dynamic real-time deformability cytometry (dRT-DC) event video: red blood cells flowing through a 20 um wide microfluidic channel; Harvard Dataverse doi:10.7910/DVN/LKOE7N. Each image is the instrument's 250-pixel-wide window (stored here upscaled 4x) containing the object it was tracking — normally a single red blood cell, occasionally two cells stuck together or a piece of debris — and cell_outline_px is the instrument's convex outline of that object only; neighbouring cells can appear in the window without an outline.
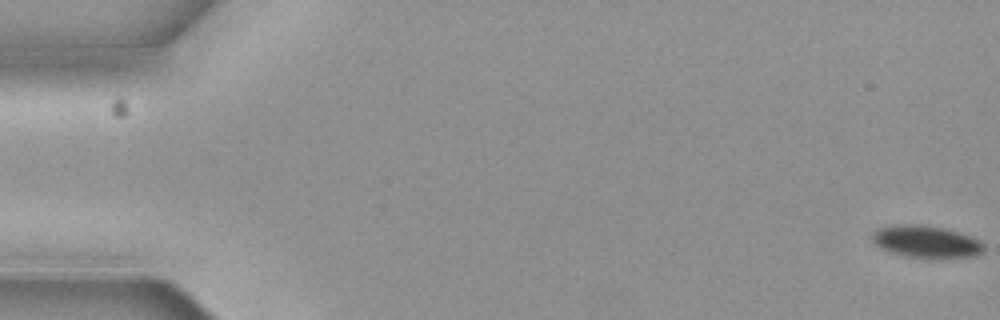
{"species": "common noctule bat (a hibernating species)", "species_latin": "Nyctalus noctula", "temperature_condition": "cold", "stored_images_in_passage": 5, "camera_frame_rate_fps": 3000, "um_per_image_px": 0.085, "animal": {"sex": "female", "body_mass_g": 19.3, "forearm_length_mm": 54.1}, "frame": {"image": 1, "passage_image": 1, "time_ms": 0.0, "image_size_px": [1000, 320], "cell_outline_px": [[984, 252], [976, 256], [904, 256], [888, 252], [880, 248], [872, 240], [872, 232], [880, 228], [892, 224], [920, 224], [944, 228], [972, 236], [984, 244]], "centroid_in_image_um": [78.69, 20.51], "position_along_channel_um": 6.3, "area_um2": 20.63}}
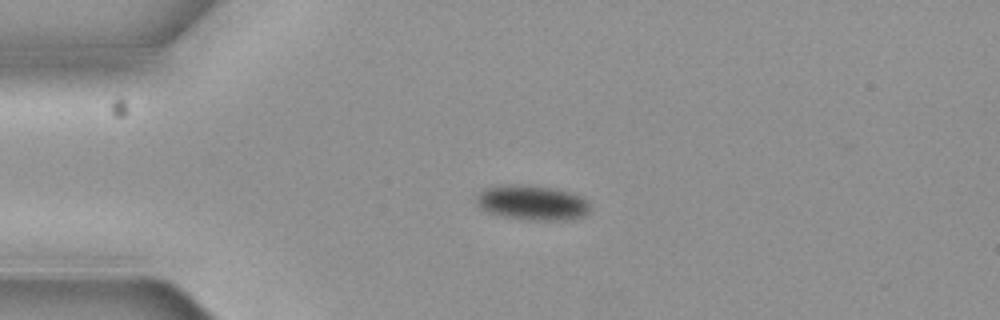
{"frame": {"image": 2, "passage_image": 5, "time_ms": 1.333, "image_size_px": [1000, 320], "cell_outline_px": [[588, 212], [584, 216], [568, 220], [528, 220], [500, 216], [488, 212], [480, 208], [476, 200], [476, 196], [484, 188], [552, 188], [568, 192], [580, 196], [588, 204]], "centroid_in_image_um": [45.25, 17.31], "position_along_channel_um": 39.7, "area_um2": 21.85}}